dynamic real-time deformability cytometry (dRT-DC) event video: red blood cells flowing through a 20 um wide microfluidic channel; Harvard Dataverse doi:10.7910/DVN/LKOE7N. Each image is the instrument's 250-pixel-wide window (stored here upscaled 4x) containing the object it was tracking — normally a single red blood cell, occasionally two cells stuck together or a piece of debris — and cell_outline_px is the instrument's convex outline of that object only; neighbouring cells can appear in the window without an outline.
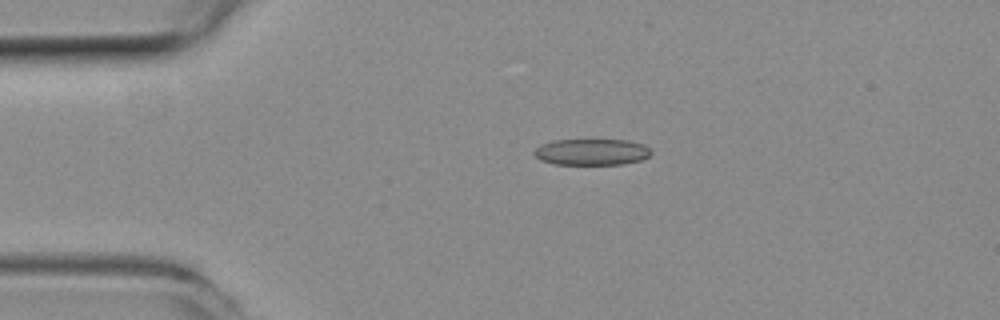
{"species": "common noctule bat (a hibernating species)", "species_latin": "Nyctalus noctula", "temperature_condition": "room temperature", "stored_images_in_passage": 42, "camera_frame_rate_fps": 3000, "um_per_image_px": 0.085, "animal": {"sex": "female", "body_mass_g": 19.3, "forearm_length_mm": 54.1}, "frame": {"image": 1, "passage_image": 1, "time_ms": 0.0, "image_size_px": [1000, 320], "cell_outline_px": [[652, 152], [648, 156], [640, 160], [624, 164], [552, 164], [540, 160], [532, 152], [540, 144], [552, 140], [628, 140], [644, 144]], "centroid_in_image_um": [50.26, 12.91], "position_along_channel_um": 34.7, "area_um2": 17.98}}
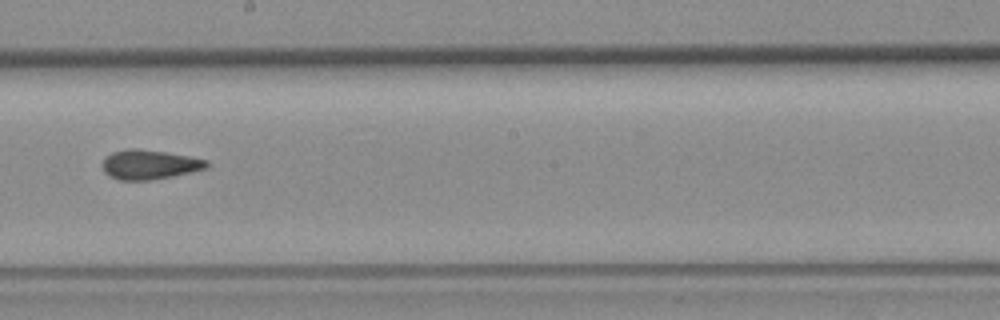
{"frame": {"image": 2, "passage_image": 19, "time_ms": 6.0, "image_size_px": [1000, 320], "cell_outline_px": [[208, 168], [172, 176], [148, 180], [120, 180], [108, 176], [104, 172], [104, 156], [112, 152], [128, 148], [136, 148], [164, 152], [188, 156], [208, 160]], "centroid_in_image_um": [12.68, 13.98], "position_along_channel_um": 235.5, "area_um2": 17.8}}
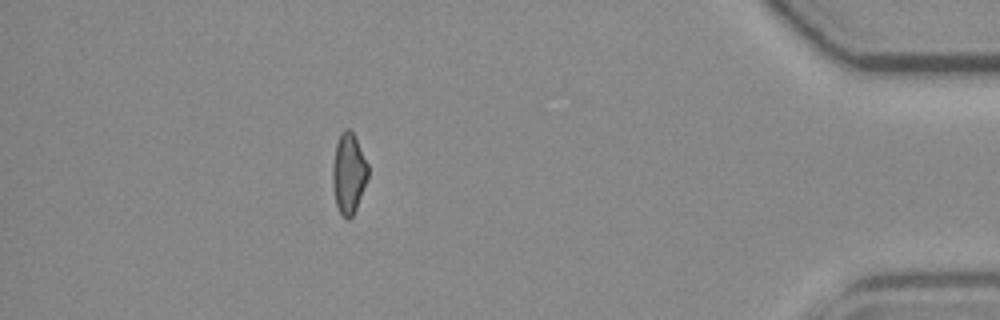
{"frame": {"image": 3, "passage_image": 36, "time_ms": 11.667, "image_size_px": [1000, 320], "cell_outline_px": [[368, 176], [356, 208], [352, 216], [348, 220], [340, 212], [336, 204], [332, 184], [332, 168], [336, 144], [340, 132], [344, 128], [348, 128], [352, 132], [368, 164]], "centroid_in_image_um": [29.62, 14.72], "position_along_channel_um": 405.6, "area_um2": 16.36}, "authors_computed_cell_mechanics": {"area_um2": 17.6001, "velocity_mm_per_s": 3.9489, "shape_relaxation_time_tau1_ms": null, "shape_relaxation_time_tau2_ms": 2.4811, "deformation_change_tau1": null, "deformation_change_tau2": 0.1086}}